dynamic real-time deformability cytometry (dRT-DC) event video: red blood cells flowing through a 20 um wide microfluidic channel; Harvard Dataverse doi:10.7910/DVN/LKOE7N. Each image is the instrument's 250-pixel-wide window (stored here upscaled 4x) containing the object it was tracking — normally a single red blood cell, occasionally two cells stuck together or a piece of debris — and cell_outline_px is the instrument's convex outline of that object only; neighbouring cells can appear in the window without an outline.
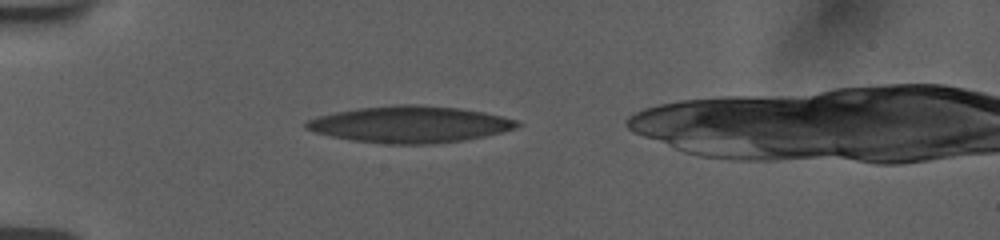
{"species": "human", "species_latin": "Homo sapiens", "temperature_condition": "room temperature", "stored_images_in_passage": 37, "camera_frame_rate_fps": 3000, "um_per_image_px": 0.085, "donor": {"sex": "female"}, "frame": {"image": 1, "passage_image": 1, "time_ms": 0.0, "image_size_px": [1000, 240], "cell_outline_px": [[520, 124], [516, 128], [484, 136], [460, 140], [428, 144], [384, 144], [352, 140], [332, 136], [316, 132], [304, 128], [304, 124], [308, 120], [316, 116], [336, 112], [360, 108], [396, 104], [416, 104], [460, 108], [484, 112], [516, 120]], "centroid_in_image_um": [34.8, 10.56], "position_along_channel_um": 50.2, "area_um2": 44.62}}
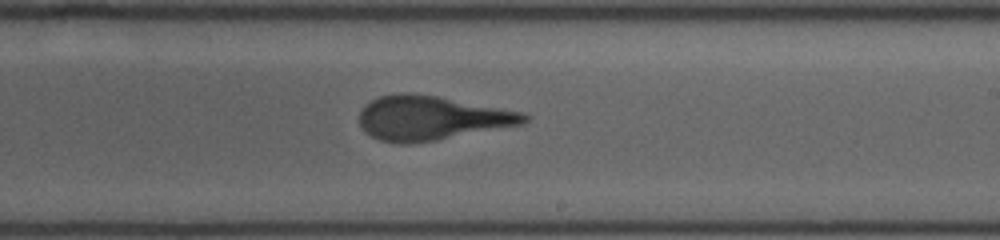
{"frame": {"image": 2, "passage_image": 19, "time_ms": 6.0, "image_size_px": [1000, 240], "cell_outline_px": [[532, 116], [524, 124], [436, 140], [408, 144], [400, 144], [380, 140], [364, 132], [360, 124], [360, 112], [372, 100], [380, 96], [400, 92], [408, 92], [436, 96], [524, 112]], "centroid_in_image_um": [36.7, 10.03], "position_along_channel_um": 252.3, "area_um2": 42.37}}
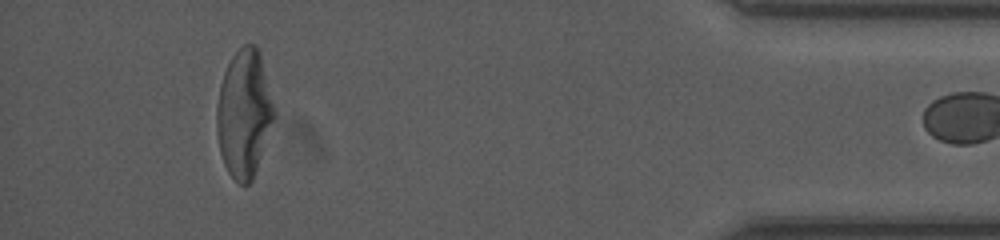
{"frame": {"image": 3, "passage_image": 36, "time_ms": 11.667, "image_size_px": [1000, 240], "cell_outline_px": [[276, 116], [252, 180], [248, 184], [240, 184], [228, 172], [224, 164], [220, 152], [216, 128], [216, 108], [220, 84], [224, 72], [232, 56], [244, 44], [256, 44], [260, 52], [276, 112]], "centroid_in_image_um": [20.75, 9.63], "position_along_channel_um": 414.4, "area_um2": 42.71}}